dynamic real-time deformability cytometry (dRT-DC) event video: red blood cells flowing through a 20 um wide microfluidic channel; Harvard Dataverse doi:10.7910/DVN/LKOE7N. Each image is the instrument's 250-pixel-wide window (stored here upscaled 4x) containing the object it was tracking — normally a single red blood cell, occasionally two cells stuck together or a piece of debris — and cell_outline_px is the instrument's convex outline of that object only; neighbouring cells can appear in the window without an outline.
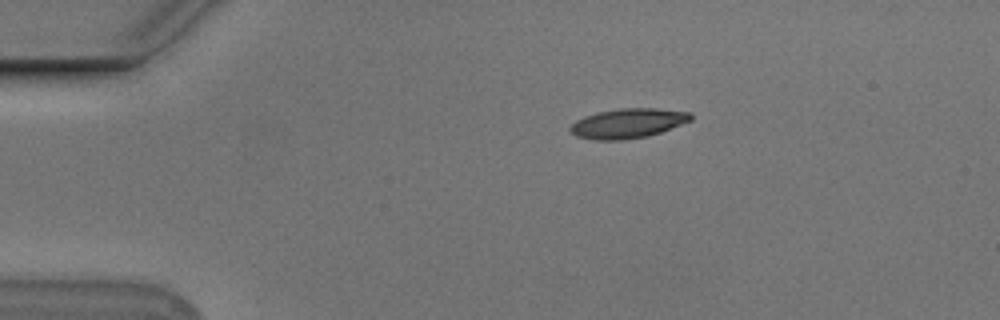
{"species": "Egyptian fruit bat (a non-hibernating species)", "species_latin": "Rousettus aegyptiacus", "temperature_condition": "cold", "stored_images_in_passage": 45, "camera_frame_rate_fps": 3000, "um_per_image_px": 0.085, "animal": {"sex": "male"}, "frame": {"image": 1, "passage_image": 1, "time_ms": 0.0, "image_size_px": [1000, 320], "cell_outline_px": [[692, 120], [660, 132], [644, 136], [624, 140], [592, 140], [576, 136], [568, 128], [576, 120], [584, 116], [596, 112], [620, 108], [656, 108], [692, 112]], "centroid_in_image_um": [53.35, 10.47], "position_along_channel_um": 31.6, "area_um2": 20.87}}
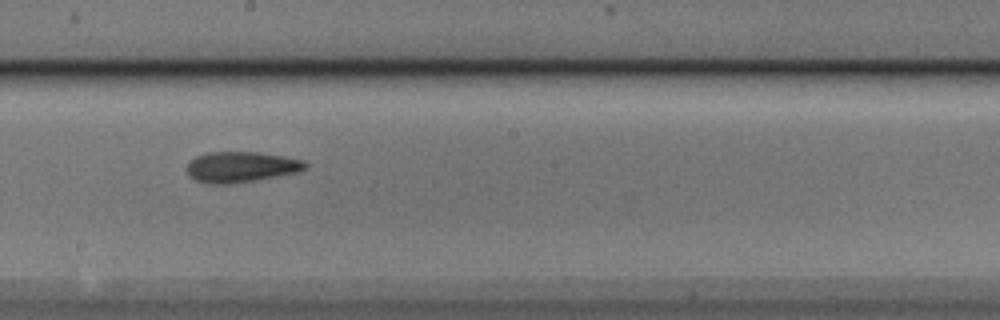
{"frame": {"image": 2, "passage_image": 21, "time_ms": 6.667, "image_size_px": [1000, 320], "cell_outline_px": [[308, 164], [300, 172], [256, 180], [232, 184], [208, 184], [196, 180], [188, 176], [188, 164], [196, 156], [208, 152], [256, 152], [284, 156], [304, 160]], "centroid_in_image_um": [20.5, 14.2], "position_along_channel_um": 227.7, "area_um2": 21.21}}
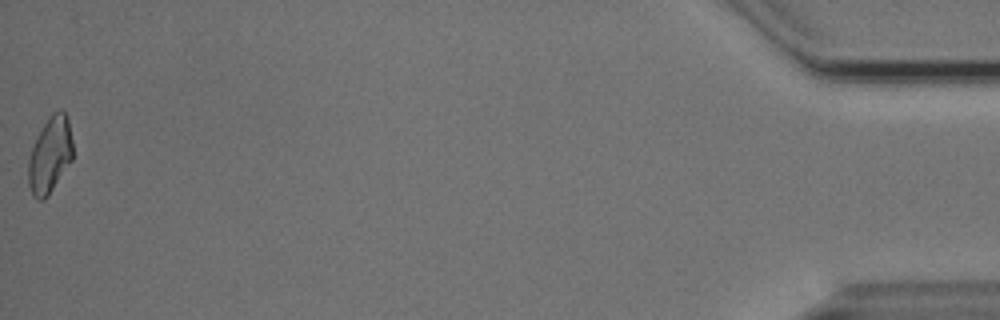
{"frame": {"image": 3, "passage_image": 45, "time_ms": 14.667, "image_size_px": [1000, 320], "cell_outline_px": [[72, 160], [48, 196], [44, 200], [36, 200], [32, 196], [28, 184], [28, 160], [32, 148], [48, 116], [52, 112], [60, 108], [64, 112], [68, 120], [72, 140]], "centroid_in_image_um": [4.24, 13.2], "position_along_channel_um": 431.0, "area_um2": 19.71}, "authors_computed_cell_mechanics": {"area_um2": 20.4612, "velocity_mm_per_s": 3.7602, "shape_relaxation_time_tau1_ms": 6.9263, "shape_relaxation_time_tau2_ms": 3.6952, "deformation_change_tau1": 0.1639, "deformation_change_tau2": 0.1244}}